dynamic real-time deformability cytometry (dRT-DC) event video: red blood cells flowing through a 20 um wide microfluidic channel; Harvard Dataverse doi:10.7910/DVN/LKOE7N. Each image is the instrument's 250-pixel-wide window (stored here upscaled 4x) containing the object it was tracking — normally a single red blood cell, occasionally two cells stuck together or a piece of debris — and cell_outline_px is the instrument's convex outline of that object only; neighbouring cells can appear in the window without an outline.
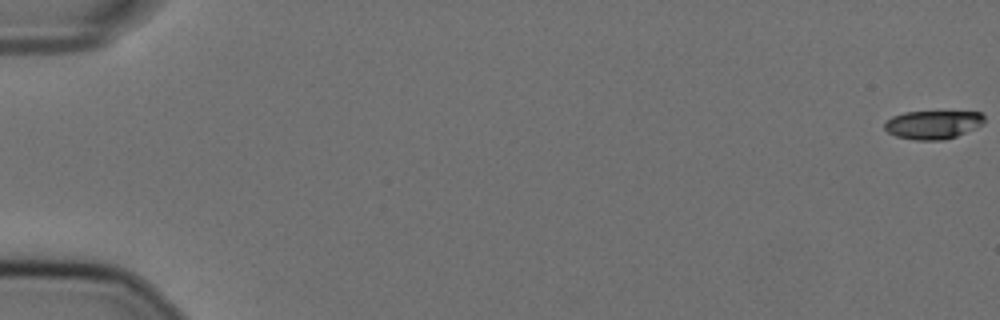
{"species": "Egyptian fruit bat (a non-hibernating species)", "species_latin": "Rousettus aegyptiacus", "temperature_condition": "cold", "stored_images_in_passage": 58, "camera_frame_rate_fps": 3000, "um_per_image_px": 0.085, "animal": {"sex": "female"}, "frame": {"image": 1, "passage_image": 1, "time_ms": 0.0, "image_size_px": [1000, 320], "cell_outline_px": [[984, 124], [976, 128], [956, 136], [944, 140], [916, 140], [896, 136], [888, 132], [884, 128], [884, 124], [892, 116], [904, 112], [980, 112], [984, 116]], "centroid_in_image_um": [79.31, 10.6], "position_along_channel_um": 5.7, "area_um2": 16.47}}
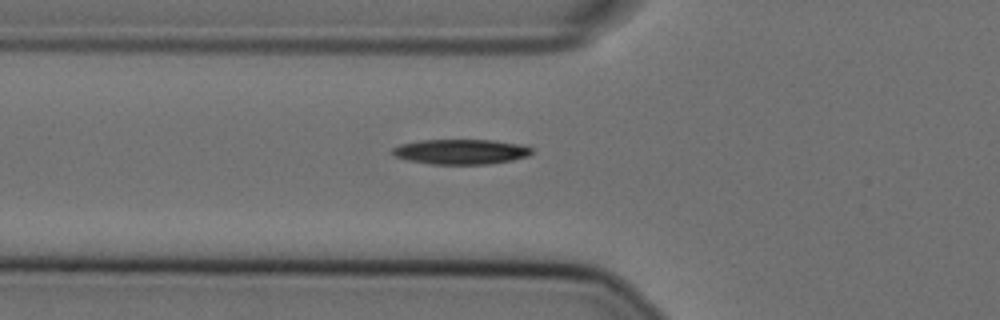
{"frame": {"image": 2, "passage_image": 22, "time_ms": 7.0, "image_size_px": [1000, 320], "cell_outline_px": [[532, 152], [528, 156], [512, 160], [488, 164], [428, 164], [408, 160], [396, 156], [388, 152], [392, 148], [400, 144], [420, 140], [492, 140], [524, 144], [532, 148]], "centroid_in_image_um": [39.16, 12.89], "position_along_channel_um": 86.6, "area_um2": 20.52}}
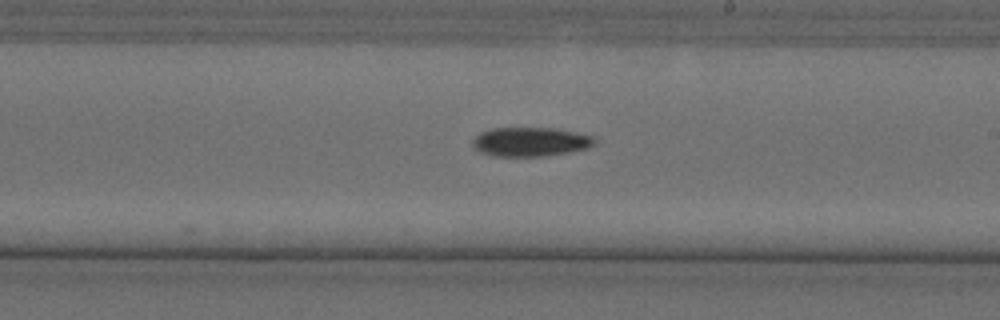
{"frame": {"image": 3, "passage_image": 35, "time_ms": 11.333, "image_size_px": [1000, 320], "cell_outline_px": [[596, 144], [588, 148], [568, 152], [544, 156], [492, 156], [480, 152], [472, 148], [472, 140], [480, 132], [492, 128], [556, 128], [592, 136], [596, 140]], "centroid_in_image_um": [45.05, 12.05], "position_along_channel_um": 243.9, "area_um2": 20.81}, "authors_computed_cell_mechanics": {"area_um2": 19.2474, "velocity_mm_per_s": 3.609, "shape_relaxation_time_tau1_ms": 7.6481, "shape_relaxation_time_tau2_ms": null, "deformation_change_tau1": 0.1663, "deformation_change_tau2": null}}